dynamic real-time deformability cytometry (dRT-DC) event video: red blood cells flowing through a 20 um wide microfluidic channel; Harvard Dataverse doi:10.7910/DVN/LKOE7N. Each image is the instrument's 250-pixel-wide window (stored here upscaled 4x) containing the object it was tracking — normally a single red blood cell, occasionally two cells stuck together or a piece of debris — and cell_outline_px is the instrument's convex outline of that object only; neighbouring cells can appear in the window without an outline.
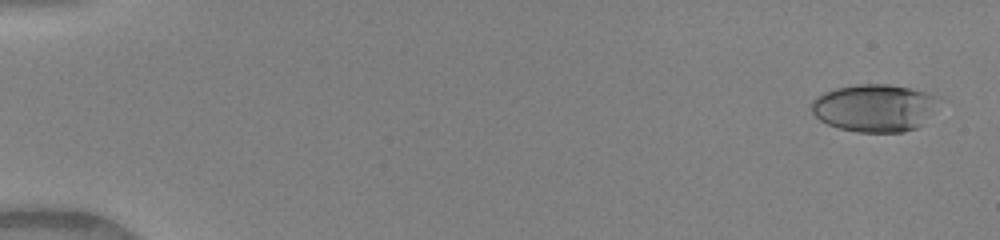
{"species": "human", "species_latin": "Homo sapiens", "temperature_condition": "warm", "stored_images_in_passage": 42, "camera_frame_rate_fps": 3000, "um_per_image_px": 0.085, "donor": {"sex": "female"}, "frame": {"image": 1, "passage_image": 1, "time_ms": 0.0, "image_size_px": [1000, 240], "cell_outline_px": [[940, 96], [924, 124], [916, 128], [904, 132], [856, 132], [840, 128], [828, 124], [820, 120], [812, 112], [812, 100], [816, 96], [824, 92], [836, 88], [856, 84], [888, 84], [908, 88]], "centroid_in_image_um": [74.31, 9.17], "position_along_channel_um": 10.7, "area_um2": 35.14}}
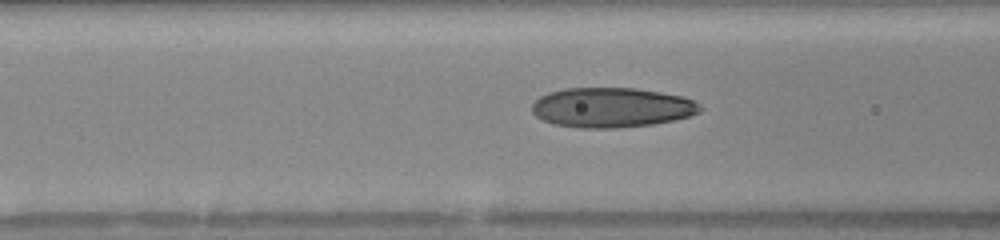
{"frame": {"image": 2, "passage_image": 16, "time_ms": 5.0, "image_size_px": [1000, 240], "cell_outline_px": [[704, 108], [700, 112], [688, 116], [672, 120], [652, 124], [616, 128], [580, 128], [556, 124], [544, 120], [536, 116], [532, 112], [532, 104], [540, 96], [548, 92], [564, 88], [636, 88], [660, 92], [680, 96], [692, 100], [700, 104]], "centroid_in_image_um": [51.98, 9.13], "position_along_channel_um": 114.6, "area_um2": 38.9}}
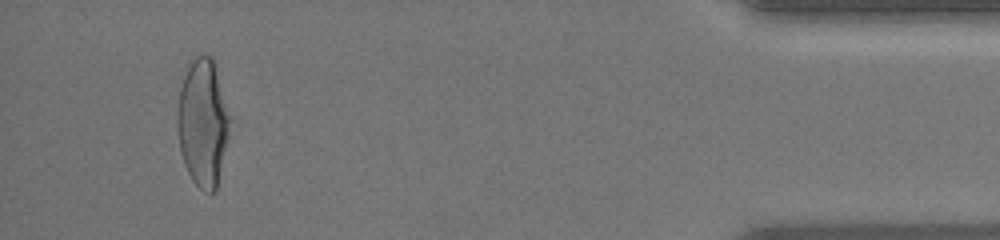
{"frame": {"image": 3, "passage_image": 40, "time_ms": 13.0, "image_size_px": [1000, 240], "cell_outline_px": [[232, 116], [228, 140], [216, 188], [212, 192], [204, 192], [192, 180], [184, 164], [180, 148], [176, 120], [176, 112], [180, 88], [188, 64], [196, 56], [212, 56]], "centroid_in_image_um": [17.26, 10.41], "position_along_channel_um": 417.9, "area_um2": 39.3}, "authors_computed_cell_mechanics": {"area_um2": 37.5989, "velocity_mm_per_s": 4.1761, "shape_relaxation_time_tau1_ms": 3.0195, "shape_relaxation_time_tau2_ms": null, "deformation_change_tau1": 0.1763, "deformation_change_tau2": null}}